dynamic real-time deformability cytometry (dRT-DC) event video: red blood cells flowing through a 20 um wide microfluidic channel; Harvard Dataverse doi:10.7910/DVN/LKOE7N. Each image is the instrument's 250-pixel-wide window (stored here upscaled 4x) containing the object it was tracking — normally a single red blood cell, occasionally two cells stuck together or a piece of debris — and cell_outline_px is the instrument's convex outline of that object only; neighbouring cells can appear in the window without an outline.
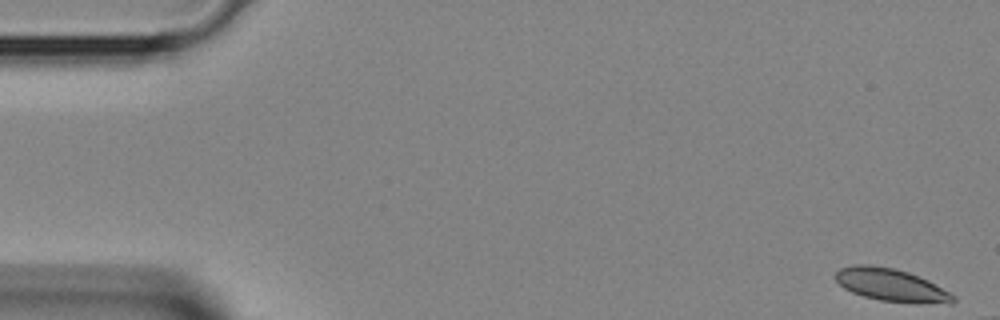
{"species": "Egyptian fruit bat (a non-hibernating species)", "species_latin": "Rousettus aegyptiacus", "temperature_condition": "room temperature", "stored_images_in_passage": 4, "camera_frame_rate_fps": 3000, "um_per_image_px": 0.085, "animal": {"sex": "female"}, "frame": {"image": 1, "passage_image": 4, "time_ms": 1.0, "image_size_px": [1000, 320], "cell_outline_px": [[956, 300], [952, 304], [880, 300], [864, 296], [852, 292], [844, 288], [836, 280], [836, 272], [840, 268], [852, 264], [872, 264], [892, 268], [908, 272], [928, 280], [956, 296]], "centroid_in_image_um": [75.74, 24.2], "position_along_channel_um": 9.3, "area_um2": 22.14}}